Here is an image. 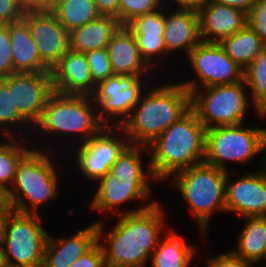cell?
I'll return each mask as SVG.
<instances>
[{
  "label": "cell",
  "instance_id": "obj_1",
  "mask_svg": "<svg viewBox=\"0 0 266 267\" xmlns=\"http://www.w3.org/2000/svg\"><path fill=\"white\" fill-rule=\"evenodd\" d=\"M161 209L158 202L149 201L136 210L124 211L107 234L103 233V223L96 221L98 242L107 267L146 266L161 239L160 230L164 229L166 224ZM102 238L107 242L105 245Z\"/></svg>",
  "mask_w": 266,
  "mask_h": 267
},
{
  "label": "cell",
  "instance_id": "obj_2",
  "mask_svg": "<svg viewBox=\"0 0 266 267\" xmlns=\"http://www.w3.org/2000/svg\"><path fill=\"white\" fill-rule=\"evenodd\" d=\"M143 95L120 127L130 144L143 145L146 150L151 142L191 109V94L181 83H169Z\"/></svg>",
  "mask_w": 266,
  "mask_h": 267
},
{
  "label": "cell",
  "instance_id": "obj_3",
  "mask_svg": "<svg viewBox=\"0 0 266 267\" xmlns=\"http://www.w3.org/2000/svg\"><path fill=\"white\" fill-rule=\"evenodd\" d=\"M206 129L190 109L148 146L149 166L156 182L204 162Z\"/></svg>",
  "mask_w": 266,
  "mask_h": 267
},
{
  "label": "cell",
  "instance_id": "obj_4",
  "mask_svg": "<svg viewBox=\"0 0 266 267\" xmlns=\"http://www.w3.org/2000/svg\"><path fill=\"white\" fill-rule=\"evenodd\" d=\"M142 148L143 145L129 144L113 163L110 171L98 180L99 186L90 204L92 209L112 212L122 203L142 201L150 197L148 178L154 179V182L156 180L149 163L148 169H143L140 151Z\"/></svg>",
  "mask_w": 266,
  "mask_h": 267
},
{
  "label": "cell",
  "instance_id": "obj_5",
  "mask_svg": "<svg viewBox=\"0 0 266 267\" xmlns=\"http://www.w3.org/2000/svg\"><path fill=\"white\" fill-rule=\"evenodd\" d=\"M55 168L45 152L32 147L18 163L14 183L9 189L12 209L22 213H39L38 207L57 195L59 176Z\"/></svg>",
  "mask_w": 266,
  "mask_h": 267
},
{
  "label": "cell",
  "instance_id": "obj_6",
  "mask_svg": "<svg viewBox=\"0 0 266 267\" xmlns=\"http://www.w3.org/2000/svg\"><path fill=\"white\" fill-rule=\"evenodd\" d=\"M172 176L175 188L179 190L196 217L200 229H207L215 210L226 212L227 171L203 162Z\"/></svg>",
  "mask_w": 266,
  "mask_h": 267
},
{
  "label": "cell",
  "instance_id": "obj_7",
  "mask_svg": "<svg viewBox=\"0 0 266 267\" xmlns=\"http://www.w3.org/2000/svg\"><path fill=\"white\" fill-rule=\"evenodd\" d=\"M191 94V109L205 129L244 123L250 100L246 82L198 88L195 80L181 83ZM200 91V92H199Z\"/></svg>",
  "mask_w": 266,
  "mask_h": 267
},
{
  "label": "cell",
  "instance_id": "obj_8",
  "mask_svg": "<svg viewBox=\"0 0 266 267\" xmlns=\"http://www.w3.org/2000/svg\"><path fill=\"white\" fill-rule=\"evenodd\" d=\"M96 109L89 95L61 94L54 91L34 126L45 134L55 133L57 136L62 133H72L75 136L79 133L86 142L105 126L95 114Z\"/></svg>",
  "mask_w": 266,
  "mask_h": 267
},
{
  "label": "cell",
  "instance_id": "obj_9",
  "mask_svg": "<svg viewBox=\"0 0 266 267\" xmlns=\"http://www.w3.org/2000/svg\"><path fill=\"white\" fill-rule=\"evenodd\" d=\"M38 213L11 210L1 238L5 263L13 267H42L49 233Z\"/></svg>",
  "mask_w": 266,
  "mask_h": 267
},
{
  "label": "cell",
  "instance_id": "obj_10",
  "mask_svg": "<svg viewBox=\"0 0 266 267\" xmlns=\"http://www.w3.org/2000/svg\"><path fill=\"white\" fill-rule=\"evenodd\" d=\"M261 128H246L243 123L219 126L206 130L204 162L228 172L226 161L247 163L262 154Z\"/></svg>",
  "mask_w": 266,
  "mask_h": 267
},
{
  "label": "cell",
  "instance_id": "obj_11",
  "mask_svg": "<svg viewBox=\"0 0 266 267\" xmlns=\"http://www.w3.org/2000/svg\"><path fill=\"white\" fill-rule=\"evenodd\" d=\"M118 129L123 132L125 137L122 135L121 138L120 136L118 138L117 135L114 136V131L118 132ZM126 137L120 126L114 127L113 125L104 126L89 140L86 142L82 141L75 153L77 166L82 174L91 181H98L104 177L110 171L118 156L130 144Z\"/></svg>",
  "mask_w": 266,
  "mask_h": 267
},
{
  "label": "cell",
  "instance_id": "obj_12",
  "mask_svg": "<svg viewBox=\"0 0 266 267\" xmlns=\"http://www.w3.org/2000/svg\"><path fill=\"white\" fill-rule=\"evenodd\" d=\"M187 57L204 87L233 84L244 79V70L226 54L220 43L201 41Z\"/></svg>",
  "mask_w": 266,
  "mask_h": 267
},
{
  "label": "cell",
  "instance_id": "obj_13",
  "mask_svg": "<svg viewBox=\"0 0 266 267\" xmlns=\"http://www.w3.org/2000/svg\"><path fill=\"white\" fill-rule=\"evenodd\" d=\"M12 88V99L19 112L35 125L54 92L51 72H15L2 78Z\"/></svg>",
  "mask_w": 266,
  "mask_h": 267
},
{
  "label": "cell",
  "instance_id": "obj_14",
  "mask_svg": "<svg viewBox=\"0 0 266 267\" xmlns=\"http://www.w3.org/2000/svg\"><path fill=\"white\" fill-rule=\"evenodd\" d=\"M40 59L51 70L70 50V32L58 20L53 11L24 13Z\"/></svg>",
  "mask_w": 266,
  "mask_h": 267
},
{
  "label": "cell",
  "instance_id": "obj_15",
  "mask_svg": "<svg viewBox=\"0 0 266 267\" xmlns=\"http://www.w3.org/2000/svg\"><path fill=\"white\" fill-rule=\"evenodd\" d=\"M227 172L226 211L245 217L266 216V172L258 170L245 174L237 180L229 179Z\"/></svg>",
  "mask_w": 266,
  "mask_h": 267
},
{
  "label": "cell",
  "instance_id": "obj_16",
  "mask_svg": "<svg viewBox=\"0 0 266 267\" xmlns=\"http://www.w3.org/2000/svg\"><path fill=\"white\" fill-rule=\"evenodd\" d=\"M201 39L220 43L248 24V15L226 4L209 0L197 10Z\"/></svg>",
  "mask_w": 266,
  "mask_h": 267
},
{
  "label": "cell",
  "instance_id": "obj_17",
  "mask_svg": "<svg viewBox=\"0 0 266 267\" xmlns=\"http://www.w3.org/2000/svg\"><path fill=\"white\" fill-rule=\"evenodd\" d=\"M51 74L55 92L91 96L95 91L85 53L70 49L51 69Z\"/></svg>",
  "mask_w": 266,
  "mask_h": 267
},
{
  "label": "cell",
  "instance_id": "obj_18",
  "mask_svg": "<svg viewBox=\"0 0 266 267\" xmlns=\"http://www.w3.org/2000/svg\"><path fill=\"white\" fill-rule=\"evenodd\" d=\"M97 242L96 222L66 239L60 238L57 241L48 235L42 267H70L75 260L89 251Z\"/></svg>",
  "mask_w": 266,
  "mask_h": 267
},
{
  "label": "cell",
  "instance_id": "obj_19",
  "mask_svg": "<svg viewBox=\"0 0 266 267\" xmlns=\"http://www.w3.org/2000/svg\"><path fill=\"white\" fill-rule=\"evenodd\" d=\"M167 53L184 49L186 56L202 41L197 10L178 8L165 12L163 34Z\"/></svg>",
  "mask_w": 266,
  "mask_h": 267
},
{
  "label": "cell",
  "instance_id": "obj_20",
  "mask_svg": "<svg viewBox=\"0 0 266 267\" xmlns=\"http://www.w3.org/2000/svg\"><path fill=\"white\" fill-rule=\"evenodd\" d=\"M111 68L114 75H146L151 69L143 60L133 33L120 26L108 46Z\"/></svg>",
  "mask_w": 266,
  "mask_h": 267
},
{
  "label": "cell",
  "instance_id": "obj_21",
  "mask_svg": "<svg viewBox=\"0 0 266 267\" xmlns=\"http://www.w3.org/2000/svg\"><path fill=\"white\" fill-rule=\"evenodd\" d=\"M12 44V58L15 72H51L42 62L37 46L32 39L28 24L20 21L8 24Z\"/></svg>",
  "mask_w": 266,
  "mask_h": 267
},
{
  "label": "cell",
  "instance_id": "obj_22",
  "mask_svg": "<svg viewBox=\"0 0 266 267\" xmlns=\"http://www.w3.org/2000/svg\"><path fill=\"white\" fill-rule=\"evenodd\" d=\"M117 18L101 15L97 19L70 31V49L86 53L106 48L113 34L119 29Z\"/></svg>",
  "mask_w": 266,
  "mask_h": 267
},
{
  "label": "cell",
  "instance_id": "obj_23",
  "mask_svg": "<svg viewBox=\"0 0 266 267\" xmlns=\"http://www.w3.org/2000/svg\"><path fill=\"white\" fill-rule=\"evenodd\" d=\"M142 85V79L140 77L131 87L123 90L122 93L110 94V98L92 97L97 110H100L99 113L98 111L96 113L100 121L105 126H112L110 122L112 123L113 120H117L116 117H123V119H118L119 123L116 121L114 124V126H120L130 116L131 111L139 103L141 96L143 95L142 92H145L143 91L145 86L142 88Z\"/></svg>",
  "mask_w": 266,
  "mask_h": 267
},
{
  "label": "cell",
  "instance_id": "obj_24",
  "mask_svg": "<svg viewBox=\"0 0 266 267\" xmlns=\"http://www.w3.org/2000/svg\"><path fill=\"white\" fill-rule=\"evenodd\" d=\"M246 224L238 235L237 249L232 252L252 264L266 259V216L245 217Z\"/></svg>",
  "mask_w": 266,
  "mask_h": 267
},
{
  "label": "cell",
  "instance_id": "obj_25",
  "mask_svg": "<svg viewBox=\"0 0 266 267\" xmlns=\"http://www.w3.org/2000/svg\"><path fill=\"white\" fill-rule=\"evenodd\" d=\"M220 44L226 54L243 70L266 48V43L249 24L237 33L224 38Z\"/></svg>",
  "mask_w": 266,
  "mask_h": 267
},
{
  "label": "cell",
  "instance_id": "obj_26",
  "mask_svg": "<svg viewBox=\"0 0 266 267\" xmlns=\"http://www.w3.org/2000/svg\"><path fill=\"white\" fill-rule=\"evenodd\" d=\"M159 240L151 255L152 267H189L196 248L181 240L172 229Z\"/></svg>",
  "mask_w": 266,
  "mask_h": 267
},
{
  "label": "cell",
  "instance_id": "obj_27",
  "mask_svg": "<svg viewBox=\"0 0 266 267\" xmlns=\"http://www.w3.org/2000/svg\"><path fill=\"white\" fill-rule=\"evenodd\" d=\"M53 12L69 32L101 16L94 0H58Z\"/></svg>",
  "mask_w": 266,
  "mask_h": 267
},
{
  "label": "cell",
  "instance_id": "obj_28",
  "mask_svg": "<svg viewBox=\"0 0 266 267\" xmlns=\"http://www.w3.org/2000/svg\"><path fill=\"white\" fill-rule=\"evenodd\" d=\"M2 132L11 141L0 143V184L9 190V185H13L14 183L18 163L31 149L25 147L21 142L19 143V139L17 140L12 137L14 134L11 131L4 130Z\"/></svg>",
  "mask_w": 266,
  "mask_h": 267
},
{
  "label": "cell",
  "instance_id": "obj_29",
  "mask_svg": "<svg viewBox=\"0 0 266 267\" xmlns=\"http://www.w3.org/2000/svg\"><path fill=\"white\" fill-rule=\"evenodd\" d=\"M244 80L251 89V102L256 109L266 100V48L244 70Z\"/></svg>",
  "mask_w": 266,
  "mask_h": 267
},
{
  "label": "cell",
  "instance_id": "obj_30",
  "mask_svg": "<svg viewBox=\"0 0 266 267\" xmlns=\"http://www.w3.org/2000/svg\"><path fill=\"white\" fill-rule=\"evenodd\" d=\"M25 123V124H24ZM32 126L13 103L12 88H7L6 83L0 79V126ZM27 124V125H26ZM29 124V125H28Z\"/></svg>",
  "mask_w": 266,
  "mask_h": 267
},
{
  "label": "cell",
  "instance_id": "obj_31",
  "mask_svg": "<svg viewBox=\"0 0 266 267\" xmlns=\"http://www.w3.org/2000/svg\"><path fill=\"white\" fill-rule=\"evenodd\" d=\"M163 3L164 0H119L118 21L126 26L138 16L164 8Z\"/></svg>",
  "mask_w": 266,
  "mask_h": 267
},
{
  "label": "cell",
  "instance_id": "obj_32",
  "mask_svg": "<svg viewBox=\"0 0 266 267\" xmlns=\"http://www.w3.org/2000/svg\"><path fill=\"white\" fill-rule=\"evenodd\" d=\"M165 25L164 9H158L130 21L126 27L133 34L163 35Z\"/></svg>",
  "mask_w": 266,
  "mask_h": 267
},
{
  "label": "cell",
  "instance_id": "obj_33",
  "mask_svg": "<svg viewBox=\"0 0 266 267\" xmlns=\"http://www.w3.org/2000/svg\"><path fill=\"white\" fill-rule=\"evenodd\" d=\"M135 36L139 53L149 67L157 65L154 61L162 54H167L163 35L133 34ZM153 58V59H152Z\"/></svg>",
  "mask_w": 266,
  "mask_h": 267
},
{
  "label": "cell",
  "instance_id": "obj_34",
  "mask_svg": "<svg viewBox=\"0 0 266 267\" xmlns=\"http://www.w3.org/2000/svg\"><path fill=\"white\" fill-rule=\"evenodd\" d=\"M85 55L95 85L114 75L107 47L86 52Z\"/></svg>",
  "mask_w": 266,
  "mask_h": 267
},
{
  "label": "cell",
  "instance_id": "obj_35",
  "mask_svg": "<svg viewBox=\"0 0 266 267\" xmlns=\"http://www.w3.org/2000/svg\"><path fill=\"white\" fill-rule=\"evenodd\" d=\"M142 75H112L96 85L91 97H109L131 87Z\"/></svg>",
  "mask_w": 266,
  "mask_h": 267
},
{
  "label": "cell",
  "instance_id": "obj_36",
  "mask_svg": "<svg viewBox=\"0 0 266 267\" xmlns=\"http://www.w3.org/2000/svg\"><path fill=\"white\" fill-rule=\"evenodd\" d=\"M15 73L12 58V44L7 25L0 26V79Z\"/></svg>",
  "mask_w": 266,
  "mask_h": 267
},
{
  "label": "cell",
  "instance_id": "obj_37",
  "mask_svg": "<svg viewBox=\"0 0 266 267\" xmlns=\"http://www.w3.org/2000/svg\"><path fill=\"white\" fill-rule=\"evenodd\" d=\"M248 24L266 43V0H256L248 15Z\"/></svg>",
  "mask_w": 266,
  "mask_h": 267
},
{
  "label": "cell",
  "instance_id": "obj_38",
  "mask_svg": "<svg viewBox=\"0 0 266 267\" xmlns=\"http://www.w3.org/2000/svg\"><path fill=\"white\" fill-rule=\"evenodd\" d=\"M24 13L20 0H0V24L20 21Z\"/></svg>",
  "mask_w": 266,
  "mask_h": 267
},
{
  "label": "cell",
  "instance_id": "obj_39",
  "mask_svg": "<svg viewBox=\"0 0 266 267\" xmlns=\"http://www.w3.org/2000/svg\"><path fill=\"white\" fill-rule=\"evenodd\" d=\"M104 255L100 243L97 242L89 251L75 260L70 267H104Z\"/></svg>",
  "mask_w": 266,
  "mask_h": 267
},
{
  "label": "cell",
  "instance_id": "obj_40",
  "mask_svg": "<svg viewBox=\"0 0 266 267\" xmlns=\"http://www.w3.org/2000/svg\"><path fill=\"white\" fill-rule=\"evenodd\" d=\"M206 264V267H253L252 263L245 261L232 251L213 257L207 260Z\"/></svg>",
  "mask_w": 266,
  "mask_h": 267
},
{
  "label": "cell",
  "instance_id": "obj_41",
  "mask_svg": "<svg viewBox=\"0 0 266 267\" xmlns=\"http://www.w3.org/2000/svg\"><path fill=\"white\" fill-rule=\"evenodd\" d=\"M23 11H53L58 0H20Z\"/></svg>",
  "mask_w": 266,
  "mask_h": 267
},
{
  "label": "cell",
  "instance_id": "obj_42",
  "mask_svg": "<svg viewBox=\"0 0 266 267\" xmlns=\"http://www.w3.org/2000/svg\"><path fill=\"white\" fill-rule=\"evenodd\" d=\"M101 15L118 19L119 0H94Z\"/></svg>",
  "mask_w": 266,
  "mask_h": 267
},
{
  "label": "cell",
  "instance_id": "obj_43",
  "mask_svg": "<svg viewBox=\"0 0 266 267\" xmlns=\"http://www.w3.org/2000/svg\"><path fill=\"white\" fill-rule=\"evenodd\" d=\"M214 1L238 9L246 13L247 15H249V13L252 10V7L256 3V0H214Z\"/></svg>",
  "mask_w": 266,
  "mask_h": 267
},
{
  "label": "cell",
  "instance_id": "obj_44",
  "mask_svg": "<svg viewBox=\"0 0 266 267\" xmlns=\"http://www.w3.org/2000/svg\"><path fill=\"white\" fill-rule=\"evenodd\" d=\"M209 0H173L178 8H190L198 10L203 5H205Z\"/></svg>",
  "mask_w": 266,
  "mask_h": 267
},
{
  "label": "cell",
  "instance_id": "obj_45",
  "mask_svg": "<svg viewBox=\"0 0 266 267\" xmlns=\"http://www.w3.org/2000/svg\"><path fill=\"white\" fill-rule=\"evenodd\" d=\"M0 209H12L9 200V190L0 184Z\"/></svg>",
  "mask_w": 266,
  "mask_h": 267
},
{
  "label": "cell",
  "instance_id": "obj_46",
  "mask_svg": "<svg viewBox=\"0 0 266 267\" xmlns=\"http://www.w3.org/2000/svg\"><path fill=\"white\" fill-rule=\"evenodd\" d=\"M12 209H0V241L3 236L4 224L8 214Z\"/></svg>",
  "mask_w": 266,
  "mask_h": 267
},
{
  "label": "cell",
  "instance_id": "obj_47",
  "mask_svg": "<svg viewBox=\"0 0 266 267\" xmlns=\"http://www.w3.org/2000/svg\"><path fill=\"white\" fill-rule=\"evenodd\" d=\"M255 112L259 115L261 118L266 117V100L263 101L256 109ZM262 133L266 134V128H261Z\"/></svg>",
  "mask_w": 266,
  "mask_h": 267
},
{
  "label": "cell",
  "instance_id": "obj_48",
  "mask_svg": "<svg viewBox=\"0 0 266 267\" xmlns=\"http://www.w3.org/2000/svg\"><path fill=\"white\" fill-rule=\"evenodd\" d=\"M262 152L265 153L264 157H263V164H264V171L266 172V134H263V149Z\"/></svg>",
  "mask_w": 266,
  "mask_h": 267
},
{
  "label": "cell",
  "instance_id": "obj_49",
  "mask_svg": "<svg viewBox=\"0 0 266 267\" xmlns=\"http://www.w3.org/2000/svg\"><path fill=\"white\" fill-rule=\"evenodd\" d=\"M4 264H5L4 252L2 248V243L0 241V267H2Z\"/></svg>",
  "mask_w": 266,
  "mask_h": 267
},
{
  "label": "cell",
  "instance_id": "obj_50",
  "mask_svg": "<svg viewBox=\"0 0 266 267\" xmlns=\"http://www.w3.org/2000/svg\"><path fill=\"white\" fill-rule=\"evenodd\" d=\"M2 267H13V266L5 263Z\"/></svg>",
  "mask_w": 266,
  "mask_h": 267
}]
</instances>
